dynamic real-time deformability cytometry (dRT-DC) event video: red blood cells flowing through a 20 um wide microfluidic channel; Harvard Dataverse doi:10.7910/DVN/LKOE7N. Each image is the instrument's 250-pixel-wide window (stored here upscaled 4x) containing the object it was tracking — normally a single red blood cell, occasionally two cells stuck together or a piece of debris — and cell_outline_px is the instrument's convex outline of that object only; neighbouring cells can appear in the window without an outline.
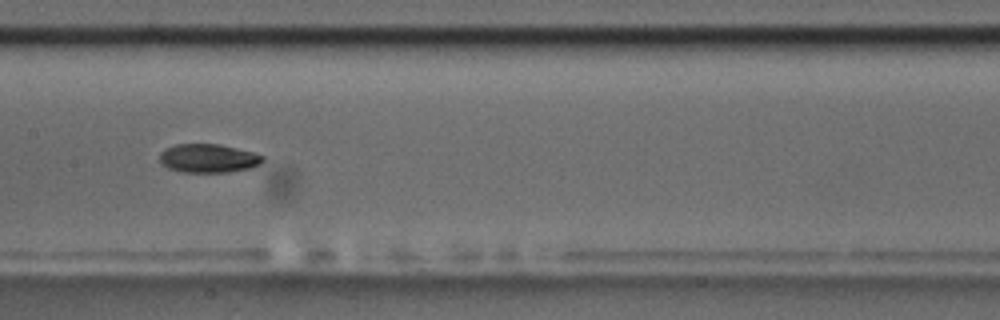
{"species": "common noctule bat (a hibernating species)", "species_latin": "Nyctalus noctula", "temperature_condition": "room temperature", "stored_images_in_passage": 9, "camera_frame_rate_fps": 3000, "um_per_image_px": 0.085, "animal": {"sex": "male", "body_mass_g": 17.5, "forearm_length_mm": 52.3}, "frame": {"image": 1, "passage_image": 7, "time_ms": 7.0, "image_size_px": [1000, 320], "cell_outline_px": [[264, 160], [260, 164], [252, 168], [228, 172], [180, 172], [168, 168], [160, 164], [160, 152], [164, 148], [176, 144], [220, 144], [252, 152], [264, 156]], "centroid_in_image_um": [17.69, 13.46], "position_along_channel_um": 189.7, "area_um2": 17.4}}
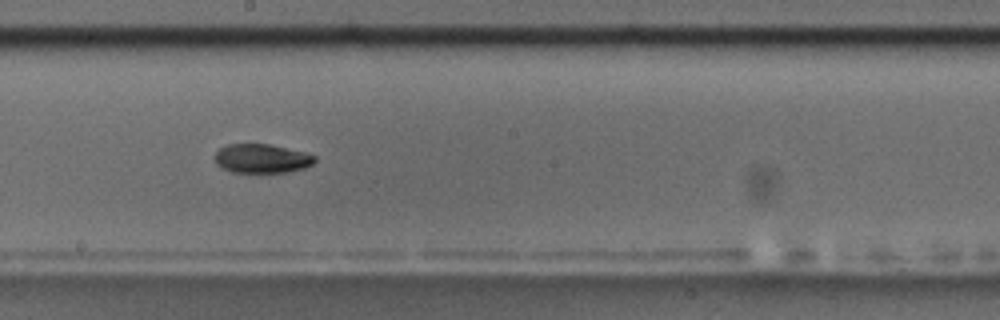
{"frame": {"image": 2, "passage_image": 8, "time_ms": 8.0, "image_size_px": [1000, 320], "cell_outline_px": [[316, 160], [312, 164], [304, 168], [288, 172], [232, 172], [220, 168], [216, 164], [216, 152], [220, 148], [228, 144], [268, 144], [304, 152], [316, 156]], "centroid_in_image_um": [22.24, 13.48], "position_along_channel_um": 226.0, "area_um2": 16.82}}
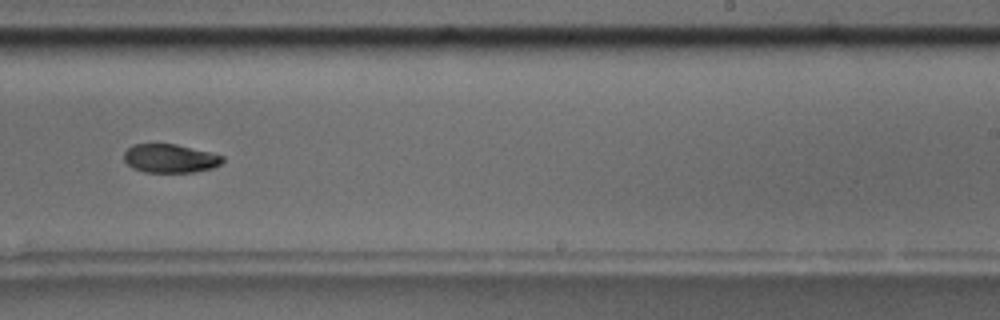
{"frame": {"image": 3, "passage_image": 9, "time_ms": 9.333, "image_size_px": [1000, 320], "cell_outline_px": [[224, 160], [220, 164], [212, 168], [192, 172], [144, 172], [132, 168], [124, 160], [124, 152], [132, 144], [176, 144], [212, 152], [224, 156]], "centroid_in_image_um": [14.46, 13.46], "position_along_channel_um": 274.5, "area_um2": 16.53}}